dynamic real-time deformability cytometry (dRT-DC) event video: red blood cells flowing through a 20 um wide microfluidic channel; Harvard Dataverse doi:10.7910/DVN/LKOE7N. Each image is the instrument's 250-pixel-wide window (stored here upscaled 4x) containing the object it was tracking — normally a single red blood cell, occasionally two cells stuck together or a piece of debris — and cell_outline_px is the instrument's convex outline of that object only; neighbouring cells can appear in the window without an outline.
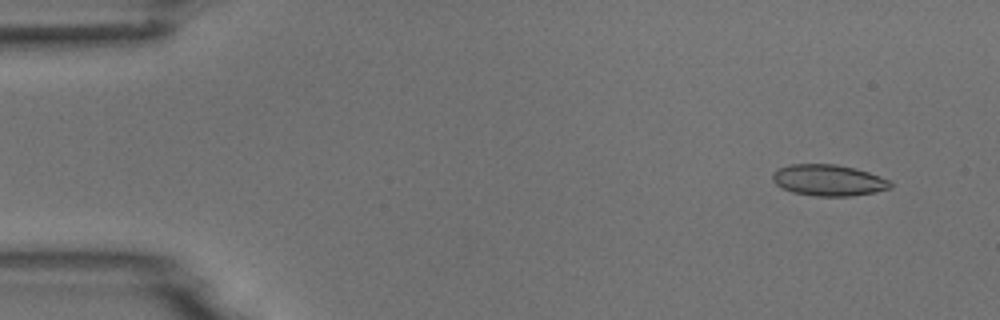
{"species": "common noctule bat (a hibernating species)", "species_latin": "Nyctalus noctula", "temperature_condition": "room temperature", "stored_images_in_passage": 3, "camera_frame_rate_fps": 3000, "um_per_image_px": 0.085, "animal": {"sex": "male", "body_mass_g": 18.8}, "frame": {"image": 1, "passage_image": 2, "time_ms": 1.0, "image_size_px": [1000, 320], "cell_outline_px": [[892, 188], [876, 192], [852, 196], [816, 196], [792, 192], [776, 184], [772, 180], [772, 172], [780, 168], [792, 164], [836, 164], [856, 168], [880, 176], [888, 180], [892, 184]], "centroid_in_image_um": [70.44, 15.32], "position_along_channel_um": 14.6, "area_um2": 21.5}}